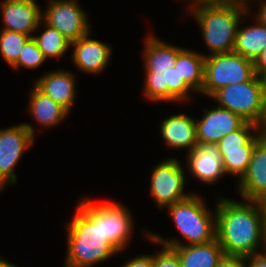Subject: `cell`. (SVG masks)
Segmentation results:
<instances>
[{"label":"cell","instance_id":"cell-1","mask_svg":"<svg viewBox=\"0 0 266 267\" xmlns=\"http://www.w3.org/2000/svg\"><path fill=\"white\" fill-rule=\"evenodd\" d=\"M216 198V238L224 254L246 257L264 252L266 239L257 203Z\"/></svg>","mask_w":266,"mask_h":267},{"label":"cell","instance_id":"cell-2","mask_svg":"<svg viewBox=\"0 0 266 267\" xmlns=\"http://www.w3.org/2000/svg\"><path fill=\"white\" fill-rule=\"evenodd\" d=\"M146 35L142 53L145 70L142 95L153 103H187L196 92L174 67L184 47L172 45L151 32Z\"/></svg>","mask_w":266,"mask_h":267},{"label":"cell","instance_id":"cell-3","mask_svg":"<svg viewBox=\"0 0 266 267\" xmlns=\"http://www.w3.org/2000/svg\"><path fill=\"white\" fill-rule=\"evenodd\" d=\"M254 2L257 0L188 1L186 14L198 24L208 54L233 52L238 25L248 20Z\"/></svg>","mask_w":266,"mask_h":267},{"label":"cell","instance_id":"cell-4","mask_svg":"<svg viewBox=\"0 0 266 267\" xmlns=\"http://www.w3.org/2000/svg\"><path fill=\"white\" fill-rule=\"evenodd\" d=\"M66 227L64 267H94L120 253L103 235L102 222L80 201Z\"/></svg>","mask_w":266,"mask_h":267},{"label":"cell","instance_id":"cell-5","mask_svg":"<svg viewBox=\"0 0 266 267\" xmlns=\"http://www.w3.org/2000/svg\"><path fill=\"white\" fill-rule=\"evenodd\" d=\"M165 209L186 242L176 237L165 239L151 230H143V237L148 242L173 248L180 245L204 244L216 239V211L211 212L202 195L193 192L187 199Z\"/></svg>","mask_w":266,"mask_h":267},{"label":"cell","instance_id":"cell-6","mask_svg":"<svg viewBox=\"0 0 266 267\" xmlns=\"http://www.w3.org/2000/svg\"><path fill=\"white\" fill-rule=\"evenodd\" d=\"M210 99H214L217 106L228 109L247 122L259 126L263 120L266 90L258 75L248 82L227 85L216 91Z\"/></svg>","mask_w":266,"mask_h":267},{"label":"cell","instance_id":"cell-7","mask_svg":"<svg viewBox=\"0 0 266 267\" xmlns=\"http://www.w3.org/2000/svg\"><path fill=\"white\" fill-rule=\"evenodd\" d=\"M253 61L230 52L205 56L202 96L210 98L227 85L250 81L255 76Z\"/></svg>","mask_w":266,"mask_h":267},{"label":"cell","instance_id":"cell-8","mask_svg":"<svg viewBox=\"0 0 266 267\" xmlns=\"http://www.w3.org/2000/svg\"><path fill=\"white\" fill-rule=\"evenodd\" d=\"M178 158L166 157L151 169L150 196L159 210L183 201L193 193L185 191V168Z\"/></svg>","mask_w":266,"mask_h":267},{"label":"cell","instance_id":"cell-9","mask_svg":"<svg viewBox=\"0 0 266 267\" xmlns=\"http://www.w3.org/2000/svg\"><path fill=\"white\" fill-rule=\"evenodd\" d=\"M262 137L258 125L246 122L217 143L227 175L236 176L237 182L241 179L248 169L254 146Z\"/></svg>","mask_w":266,"mask_h":267},{"label":"cell","instance_id":"cell-10","mask_svg":"<svg viewBox=\"0 0 266 267\" xmlns=\"http://www.w3.org/2000/svg\"><path fill=\"white\" fill-rule=\"evenodd\" d=\"M80 201L102 222L104 237L121 254L129 245L135 228L131 210L120 202L93 203L87 196L80 198Z\"/></svg>","mask_w":266,"mask_h":267},{"label":"cell","instance_id":"cell-11","mask_svg":"<svg viewBox=\"0 0 266 267\" xmlns=\"http://www.w3.org/2000/svg\"><path fill=\"white\" fill-rule=\"evenodd\" d=\"M36 128L30 123H20L0 129V185L6 188L17 183L15 167L35 143Z\"/></svg>","mask_w":266,"mask_h":267},{"label":"cell","instance_id":"cell-12","mask_svg":"<svg viewBox=\"0 0 266 267\" xmlns=\"http://www.w3.org/2000/svg\"><path fill=\"white\" fill-rule=\"evenodd\" d=\"M78 1L49 0L46 9L42 10V20L70 42L92 33L87 11Z\"/></svg>","mask_w":266,"mask_h":267},{"label":"cell","instance_id":"cell-13","mask_svg":"<svg viewBox=\"0 0 266 267\" xmlns=\"http://www.w3.org/2000/svg\"><path fill=\"white\" fill-rule=\"evenodd\" d=\"M201 119L195 118L198 143L217 144L224 136L240 129L247 121L228 109L215 106L203 108Z\"/></svg>","mask_w":266,"mask_h":267},{"label":"cell","instance_id":"cell-14","mask_svg":"<svg viewBox=\"0 0 266 267\" xmlns=\"http://www.w3.org/2000/svg\"><path fill=\"white\" fill-rule=\"evenodd\" d=\"M71 62L80 72L99 75L108 68L112 58V47L108 43L91 37V33L71 42Z\"/></svg>","mask_w":266,"mask_h":267},{"label":"cell","instance_id":"cell-15","mask_svg":"<svg viewBox=\"0 0 266 267\" xmlns=\"http://www.w3.org/2000/svg\"><path fill=\"white\" fill-rule=\"evenodd\" d=\"M2 30L33 37L41 20L42 9L36 0H3L0 3Z\"/></svg>","mask_w":266,"mask_h":267},{"label":"cell","instance_id":"cell-16","mask_svg":"<svg viewBox=\"0 0 266 267\" xmlns=\"http://www.w3.org/2000/svg\"><path fill=\"white\" fill-rule=\"evenodd\" d=\"M185 158L188 172L201 183L212 186L226 176L217 144L198 143Z\"/></svg>","mask_w":266,"mask_h":267},{"label":"cell","instance_id":"cell-17","mask_svg":"<svg viewBox=\"0 0 266 267\" xmlns=\"http://www.w3.org/2000/svg\"><path fill=\"white\" fill-rule=\"evenodd\" d=\"M242 200L256 201L266 194V138L262 137L254 146L246 173L236 183Z\"/></svg>","mask_w":266,"mask_h":267},{"label":"cell","instance_id":"cell-18","mask_svg":"<svg viewBox=\"0 0 266 267\" xmlns=\"http://www.w3.org/2000/svg\"><path fill=\"white\" fill-rule=\"evenodd\" d=\"M75 76L73 72L58 68L40 75L34 85L70 113L78 94Z\"/></svg>","mask_w":266,"mask_h":267},{"label":"cell","instance_id":"cell-19","mask_svg":"<svg viewBox=\"0 0 266 267\" xmlns=\"http://www.w3.org/2000/svg\"><path fill=\"white\" fill-rule=\"evenodd\" d=\"M159 129L165 145L170 149H182L188 153L198 144L194 116L184 113L170 115L161 120Z\"/></svg>","mask_w":266,"mask_h":267},{"label":"cell","instance_id":"cell-20","mask_svg":"<svg viewBox=\"0 0 266 267\" xmlns=\"http://www.w3.org/2000/svg\"><path fill=\"white\" fill-rule=\"evenodd\" d=\"M27 108L31 118L44 129L62 124L70 114L64 107L41 92L34 84L29 93V105Z\"/></svg>","mask_w":266,"mask_h":267},{"label":"cell","instance_id":"cell-21","mask_svg":"<svg viewBox=\"0 0 266 267\" xmlns=\"http://www.w3.org/2000/svg\"><path fill=\"white\" fill-rule=\"evenodd\" d=\"M172 249L177 253L181 267H217L224 255L217 238L204 244L180 245Z\"/></svg>","mask_w":266,"mask_h":267},{"label":"cell","instance_id":"cell-22","mask_svg":"<svg viewBox=\"0 0 266 267\" xmlns=\"http://www.w3.org/2000/svg\"><path fill=\"white\" fill-rule=\"evenodd\" d=\"M252 25H242L239 23L236 32L234 53L254 61L255 58L266 48V27L253 18Z\"/></svg>","mask_w":266,"mask_h":267},{"label":"cell","instance_id":"cell-23","mask_svg":"<svg viewBox=\"0 0 266 267\" xmlns=\"http://www.w3.org/2000/svg\"><path fill=\"white\" fill-rule=\"evenodd\" d=\"M196 50L184 48L175 61V68L186 83L196 92L200 93L204 84L205 56Z\"/></svg>","mask_w":266,"mask_h":267},{"label":"cell","instance_id":"cell-24","mask_svg":"<svg viewBox=\"0 0 266 267\" xmlns=\"http://www.w3.org/2000/svg\"><path fill=\"white\" fill-rule=\"evenodd\" d=\"M42 27H44V31L40 33V35L33 34V38L35 39L39 49L42 51L44 57L46 59L54 58L58 60L61 57H64L63 55L67 54V50L71 47V42L55 28L47 25L43 20H41L36 31H40V28Z\"/></svg>","mask_w":266,"mask_h":267},{"label":"cell","instance_id":"cell-25","mask_svg":"<svg viewBox=\"0 0 266 267\" xmlns=\"http://www.w3.org/2000/svg\"><path fill=\"white\" fill-rule=\"evenodd\" d=\"M30 37L8 30L0 31V54L7 65L11 66L17 60L20 50Z\"/></svg>","mask_w":266,"mask_h":267},{"label":"cell","instance_id":"cell-26","mask_svg":"<svg viewBox=\"0 0 266 267\" xmlns=\"http://www.w3.org/2000/svg\"><path fill=\"white\" fill-rule=\"evenodd\" d=\"M46 60L35 39L30 37L20 50L17 60L10 67L16 70L21 67L30 70L40 67Z\"/></svg>","mask_w":266,"mask_h":267},{"label":"cell","instance_id":"cell-27","mask_svg":"<svg viewBox=\"0 0 266 267\" xmlns=\"http://www.w3.org/2000/svg\"><path fill=\"white\" fill-rule=\"evenodd\" d=\"M154 254V267H181L177 253L172 249L162 246Z\"/></svg>","mask_w":266,"mask_h":267},{"label":"cell","instance_id":"cell-28","mask_svg":"<svg viewBox=\"0 0 266 267\" xmlns=\"http://www.w3.org/2000/svg\"><path fill=\"white\" fill-rule=\"evenodd\" d=\"M122 267H154V254H141L124 262Z\"/></svg>","mask_w":266,"mask_h":267},{"label":"cell","instance_id":"cell-29","mask_svg":"<svg viewBox=\"0 0 266 267\" xmlns=\"http://www.w3.org/2000/svg\"><path fill=\"white\" fill-rule=\"evenodd\" d=\"M217 267H246V260L245 257L224 254Z\"/></svg>","mask_w":266,"mask_h":267},{"label":"cell","instance_id":"cell-30","mask_svg":"<svg viewBox=\"0 0 266 267\" xmlns=\"http://www.w3.org/2000/svg\"><path fill=\"white\" fill-rule=\"evenodd\" d=\"M246 267H266V251L245 257Z\"/></svg>","mask_w":266,"mask_h":267},{"label":"cell","instance_id":"cell-31","mask_svg":"<svg viewBox=\"0 0 266 267\" xmlns=\"http://www.w3.org/2000/svg\"><path fill=\"white\" fill-rule=\"evenodd\" d=\"M253 65L255 74L258 76L266 71V48L263 49V52L255 58Z\"/></svg>","mask_w":266,"mask_h":267},{"label":"cell","instance_id":"cell-32","mask_svg":"<svg viewBox=\"0 0 266 267\" xmlns=\"http://www.w3.org/2000/svg\"><path fill=\"white\" fill-rule=\"evenodd\" d=\"M259 207L261 214L262 230L264 237L266 239V194L262 195L259 199L255 201Z\"/></svg>","mask_w":266,"mask_h":267},{"label":"cell","instance_id":"cell-33","mask_svg":"<svg viewBox=\"0 0 266 267\" xmlns=\"http://www.w3.org/2000/svg\"><path fill=\"white\" fill-rule=\"evenodd\" d=\"M258 2V6H256L258 10L253 13L254 16H252L251 18L254 17L257 21H259L266 27V5L261 0H259Z\"/></svg>","mask_w":266,"mask_h":267},{"label":"cell","instance_id":"cell-34","mask_svg":"<svg viewBox=\"0 0 266 267\" xmlns=\"http://www.w3.org/2000/svg\"><path fill=\"white\" fill-rule=\"evenodd\" d=\"M259 133L266 138V100H265V114L262 122L259 125Z\"/></svg>","mask_w":266,"mask_h":267},{"label":"cell","instance_id":"cell-35","mask_svg":"<svg viewBox=\"0 0 266 267\" xmlns=\"http://www.w3.org/2000/svg\"><path fill=\"white\" fill-rule=\"evenodd\" d=\"M0 267H20V266H16L12 262L10 263L7 259H5L1 256L0 257Z\"/></svg>","mask_w":266,"mask_h":267},{"label":"cell","instance_id":"cell-36","mask_svg":"<svg viewBox=\"0 0 266 267\" xmlns=\"http://www.w3.org/2000/svg\"><path fill=\"white\" fill-rule=\"evenodd\" d=\"M261 81H262V85L264 87V89L266 90V71H264L261 75H260Z\"/></svg>","mask_w":266,"mask_h":267},{"label":"cell","instance_id":"cell-37","mask_svg":"<svg viewBox=\"0 0 266 267\" xmlns=\"http://www.w3.org/2000/svg\"><path fill=\"white\" fill-rule=\"evenodd\" d=\"M4 187L2 185H0V191H4Z\"/></svg>","mask_w":266,"mask_h":267}]
</instances>
